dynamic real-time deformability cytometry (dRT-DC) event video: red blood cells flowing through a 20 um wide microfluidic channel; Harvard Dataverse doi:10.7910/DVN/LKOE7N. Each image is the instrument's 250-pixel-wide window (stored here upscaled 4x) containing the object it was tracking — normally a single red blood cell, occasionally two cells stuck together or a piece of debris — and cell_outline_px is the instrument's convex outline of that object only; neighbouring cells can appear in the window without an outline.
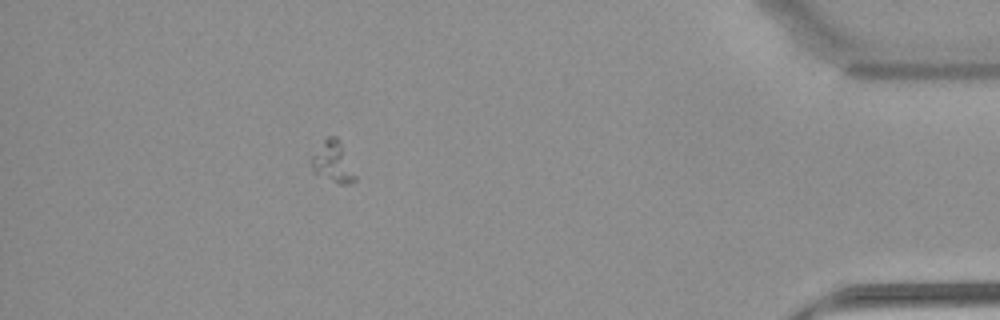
{"species": "common noctule bat (a hibernating species)", "species_latin": "Nyctalus noctula", "temperature_condition": "warm", "stored_images_in_passage": 38, "camera_frame_rate_fps": 3000, "um_per_image_px": 0.085, "animal": {"sex": "female", "body_mass_g": 22.7, "forearm_length_mm": 54.2}, "frame": {"image": 1, "passage_image": 33, "time_ms": 10.667, "image_size_px": [1000, 320], "cell_outline_px": [[356, 180], [348, 184], [340, 184], [316, 176], [312, 172], [312, 156], [324, 140], [328, 136], [336, 136], [356, 176]], "centroid_in_image_um": [28.26, 13.83], "position_along_channel_um": 406.9, "area_um2": 10.17}}